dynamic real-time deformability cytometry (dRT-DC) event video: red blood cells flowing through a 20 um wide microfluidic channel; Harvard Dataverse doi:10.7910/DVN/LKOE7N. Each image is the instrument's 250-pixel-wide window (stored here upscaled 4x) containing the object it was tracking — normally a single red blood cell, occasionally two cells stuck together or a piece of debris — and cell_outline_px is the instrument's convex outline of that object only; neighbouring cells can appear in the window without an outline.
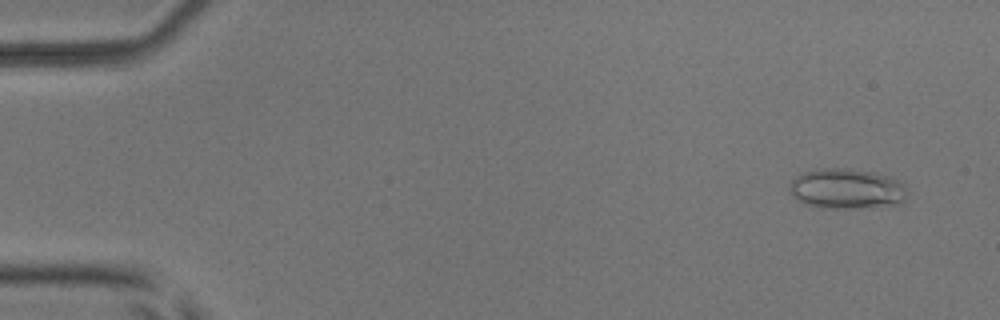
{"species": "common noctule bat (a hibernating species)", "species_latin": "Nyctalus noctula", "temperature_condition": "room temperature", "stored_images_in_passage": 46, "camera_frame_rate_fps": 3000, "um_per_image_px": 0.085, "animal": {"sex": "male", "body_mass_g": 17.9, "forearm_length_mm": 54.2}, "frame": {"image": 1, "passage_image": 3, "time_ms": 0.667, "image_size_px": [1000, 320], "cell_outline_px": [[908, 196], [900, 204], [856, 208], [820, 208], [804, 204], [796, 200], [792, 196], [788, 188], [788, 184], [796, 176], [804, 172], [816, 168], [848, 168], [872, 172], [892, 176], [900, 180], [908, 192]], "centroid_in_image_um": [71.96, 16.04], "position_along_channel_um": 13.0, "area_um2": 28.21}}
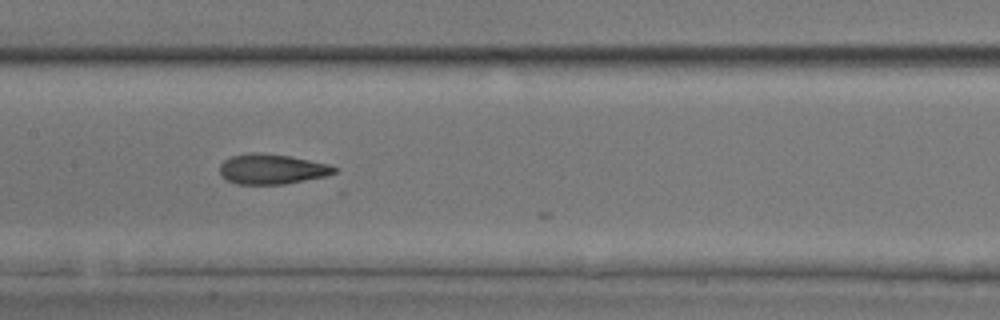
{"frame": {"image": 2, "passage_image": 26, "time_ms": 8.333, "image_size_px": [1000, 320], "cell_outline_px": [[340, 168], [336, 172], [324, 176], [284, 184], [236, 184], [220, 176], [220, 164], [224, 160], [232, 156], [252, 152], [256, 152], [288, 156], [328, 164]], "centroid_in_image_um": [23.09, 14.37], "position_along_channel_um": 184.3, "area_um2": 19.94}}
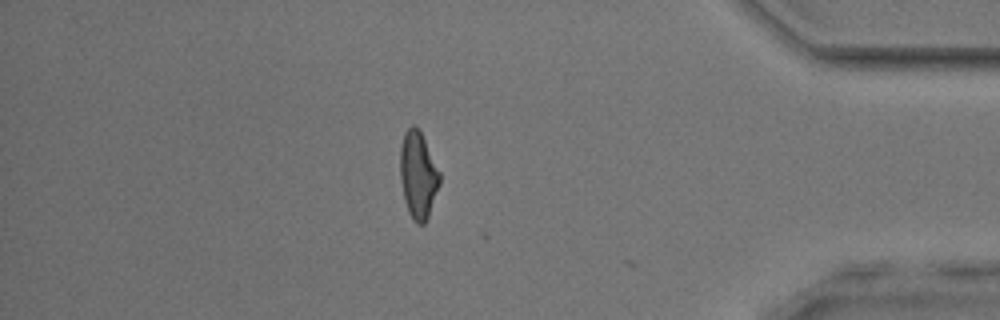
{"frame": {"image": 3, "passage_image": 45, "time_ms": 14.667, "image_size_px": [1000, 320], "cell_outline_px": [[440, 184], [428, 216], [424, 224], [416, 224], [412, 220], [408, 212], [404, 200], [400, 180], [400, 148], [404, 132], [412, 124], [416, 124], [420, 128], [440, 172]], "centroid_in_image_um": [35.53, 14.84], "position_along_channel_um": 399.7, "area_um2": 20.4}, "authors_computed_cell_mechanics": {"area_um2": 20.6346, "velocity_mm_per_s": 3.9465, "shape_relaxation_time_tau1_ms": null, "shape_relaxation_time_tau2_ms": 4.3798, "deformation_change_tau1": null, "deformation_change_tau2": 0.0632}}